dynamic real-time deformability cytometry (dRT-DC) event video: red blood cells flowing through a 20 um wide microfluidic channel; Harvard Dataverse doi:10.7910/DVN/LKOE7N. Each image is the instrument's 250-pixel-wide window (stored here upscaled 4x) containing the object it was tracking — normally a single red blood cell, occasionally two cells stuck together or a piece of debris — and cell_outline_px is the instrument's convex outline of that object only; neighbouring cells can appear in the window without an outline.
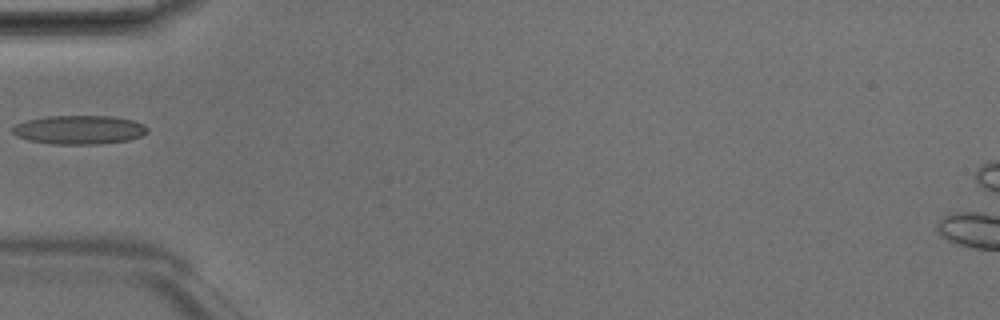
{"species": "Egyptian fruit bat (a non-hibernating species)", "species_latin": "Rousettus aegyptiacus", "temperature_condition": "room temperature", "stored_images_in_passage": 2, "camera_frame_rate_fps": 3000, "um_per_image_px": 0.085, "animal": {"sex": "male"}, "frame": {"image": 1, "passage_image": 2, "time_ms": 0.333, "image_size_px": [1000, 320], "cell_outline_px": [[148, 132], [140, 136], [128, 140], [100, 144], [52, 144], [28, 140], [16, 136], [12, 132], [12, 128], [16, 124], [28, 120], [44, 116], [112, 116], [132, 120], [144, 124], [148, 128]], "centroid_in_image_um": [6.73, 11.03], "position_along_channel_um": 78.3, "area_um2": 22.72}}